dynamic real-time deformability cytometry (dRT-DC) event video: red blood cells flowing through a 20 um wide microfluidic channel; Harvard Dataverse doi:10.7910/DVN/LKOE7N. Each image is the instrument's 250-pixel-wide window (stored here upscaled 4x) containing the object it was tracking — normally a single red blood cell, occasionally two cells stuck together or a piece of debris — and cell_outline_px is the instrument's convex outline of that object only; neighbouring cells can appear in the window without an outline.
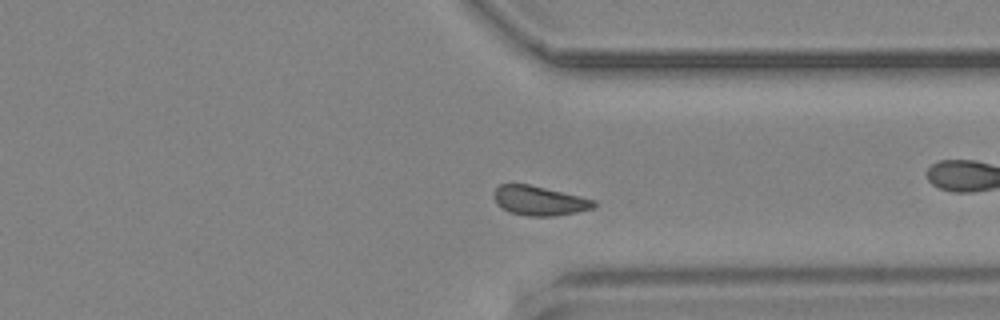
{"species": "common noctule bat (a hibernating species)", "species_latin": "Nyctalus noctula", "temperature_condition": "cold", "stored_images_in_passage": 55, "camera_frame_rate_fps": 3000, "um_per_image_px": 0.085, "animal": {"sex": "male", "body_mass_g": 19.2, "forearm_length_mm": 51.8}, "frame": {"image": 1, "passage_image": 40, "time_ms": 13.0, "image_size_px": [1000, 320], "cell_outline_px": [[596, 204], [592, 208], [576, 212], [552, 216], [528, 216], [508, 212], [500, 208], [496, 204], [492, 196], [496, 188], [500, 184], [528, 184], [580, 196], [596, 200]], "centroid_in_image_um": [45.79, 17.06], "position_along_channel_um": 365.6, "area_um2": 17.17}}